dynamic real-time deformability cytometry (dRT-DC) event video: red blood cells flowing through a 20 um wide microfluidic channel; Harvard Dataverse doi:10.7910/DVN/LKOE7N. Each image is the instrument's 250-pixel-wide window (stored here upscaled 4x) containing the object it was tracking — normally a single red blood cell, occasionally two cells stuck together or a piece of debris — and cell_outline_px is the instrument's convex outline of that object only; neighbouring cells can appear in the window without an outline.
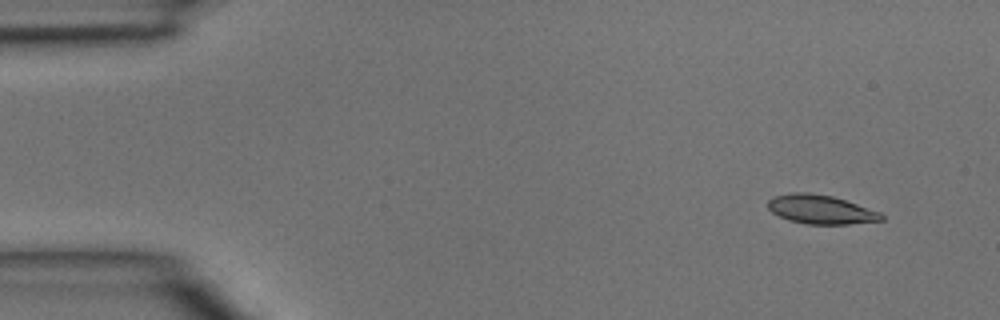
{"species": "common noctule bat (a hibernating species)", "species_latin": "Nyctalus noctula", "temperature_condition": "room temperature", "stored_images_in_passage": 4, "segment_of_instrument_passage": [2, 2], "camera_frame_rate_fps": 3000, "um_per_image_px": 0.085, "animal": {"sex": "male", "body_mass_g": 15.6}, "frame": {"image": 1, "passage_image": 4, "time_ms": 1.0, "image_size_px": [1000, 320], "cell_outline_px": [[884, 220], [848, 224], [808, 224], [788, 220], [772, 212], [768, 208], [768, 200], [772, 196], [792, 192], [808, 192], [832, 196], [880, 212], [884, 216]], "centroid_in_image_um": [69.73, 17.8], "position_along_channel_um": 15.3, "area_um2": 19.07}}